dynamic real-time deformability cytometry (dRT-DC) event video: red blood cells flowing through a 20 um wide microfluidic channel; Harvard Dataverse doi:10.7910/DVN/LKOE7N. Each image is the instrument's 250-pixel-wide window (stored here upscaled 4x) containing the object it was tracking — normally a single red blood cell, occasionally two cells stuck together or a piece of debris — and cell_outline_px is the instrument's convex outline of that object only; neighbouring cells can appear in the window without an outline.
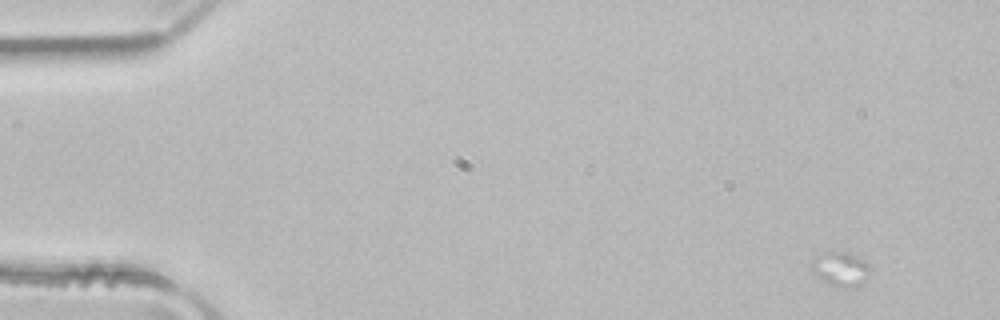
{"species": "common noctule bat (a hibernating species)", "species_latin": "Nyctalus noctula", "temperature_condition": "room temperature", "stored_images_in_passage": 1, "camera_frame_rate_fps": 3000, "um_per_image_px": 0.085, "animal": {"sex": "male", "body_mass_g": 21.5, "forearm_length_mm": 52.0}, "frame": {"image": 1, "passage_image": 1, "time_ms": 0.0, "image_size_px": [1000, 320], "cell_outline_px": [[872, 268], [868, 276], [856, 288], [844, 288], [828, 284], [812, 272], [812, 260], [816, 256], [824, 252], [848, 252], [864, 260]], "centroid_in_image_um": [71.47, 22.88], "position_along_channel_um": 13.5, "area_um2": 11.79}}